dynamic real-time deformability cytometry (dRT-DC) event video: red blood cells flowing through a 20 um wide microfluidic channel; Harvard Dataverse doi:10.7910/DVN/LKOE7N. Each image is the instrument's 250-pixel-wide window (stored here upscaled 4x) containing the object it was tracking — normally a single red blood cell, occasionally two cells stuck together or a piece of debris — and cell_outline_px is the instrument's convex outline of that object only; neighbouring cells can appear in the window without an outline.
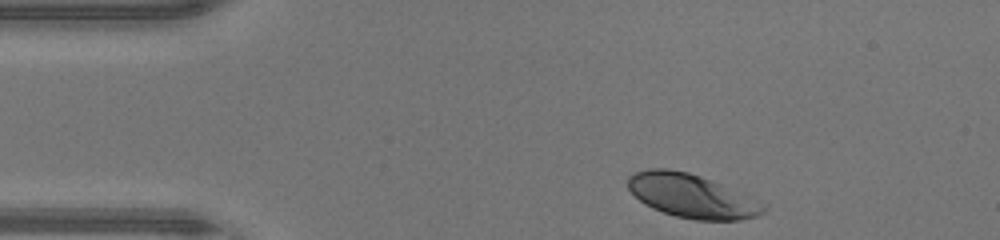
{"species": "human", "species_latin": "Homo sapiens", "temperature_condition": "warm", "stored_images_in_passage": 32, "camera_frame_rate_fps": 3000, "um_per_image_px": 0.085, "donor": {"sex": "male"}, "frame": {"image": 1, "passage_image": 1, "time_ms": 0.0, "image_size_px": [1000, 240], "cell_outline_px": [[768, 208], [764, 212], [756, 216], [740, 220], [696, 220], [676, 216], [652, 208], [644, 204], [628, 188], [628, 176], [636, 172], [648, 168], [668, 168], [688, 172], [712, 180], [748, 196], [764, 204]], "centroid_in_image_um": [58.78, 16.65], "position_along_channel_um": 26.2, "area_um2": 34.28}}
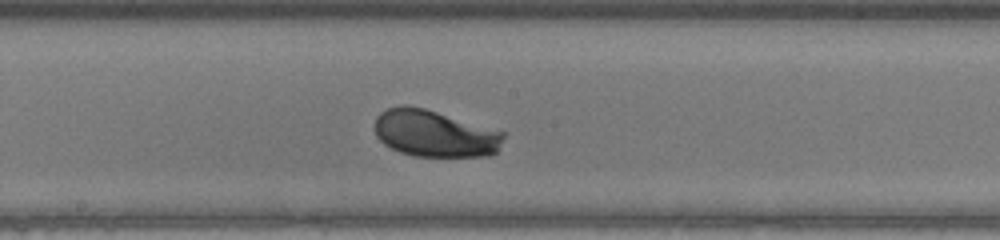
{"frame": {"image": 2, "passage_image": 18, "time_ms": 5.667, "image_size_px": [1000, 240], "cell_outline_px": [[504, 136], [496, 152], [492, 156], [412, 156], [400, 152], [384, 144], [376, 136], [376, 116], [380, 112], [388, 108], [400, 104], [408, 104], [424, 108], [504, 132]], "centroid_in_image_um": [36.91, 11.34], "position_along_channel_um": 211.3, "area_um2": 35.03}}
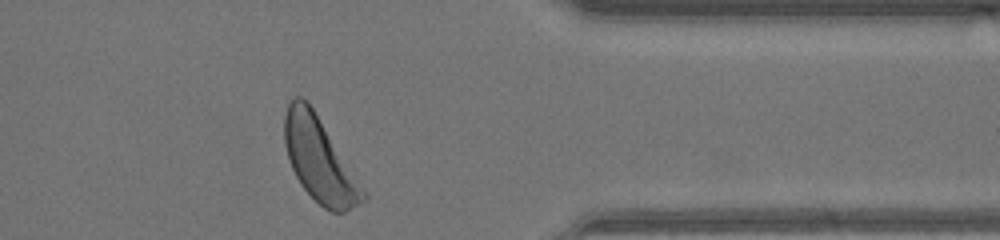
{"frame": {"image": 3, "passage_image": 31, "time_ms": 10.0, "image_size_px": [1000, 240], "cell_outline_px": [[368, 196], [360, 204], [344, 212], [332, 212], [324, 208], [300, 184], [288, 160], [284, 144], [284, 112], [292, 96], [300, 96], [308, 100]], "centroid_in_image_um": [27.11, 13.55], "position_along_channel_um": 384.3, "area_um2": 38.03}, "authors_computed_cell_mechanics": {"area_um2": 34.8823, "velocity_mm_per_s": 4.4054, "shape_relaxation_time_tau1_ms": 1.3765, "shape_relaxation_time_tau2_ms": null, "deformation_change_tau1": 0.127, "deformation_change_tau2": null}}